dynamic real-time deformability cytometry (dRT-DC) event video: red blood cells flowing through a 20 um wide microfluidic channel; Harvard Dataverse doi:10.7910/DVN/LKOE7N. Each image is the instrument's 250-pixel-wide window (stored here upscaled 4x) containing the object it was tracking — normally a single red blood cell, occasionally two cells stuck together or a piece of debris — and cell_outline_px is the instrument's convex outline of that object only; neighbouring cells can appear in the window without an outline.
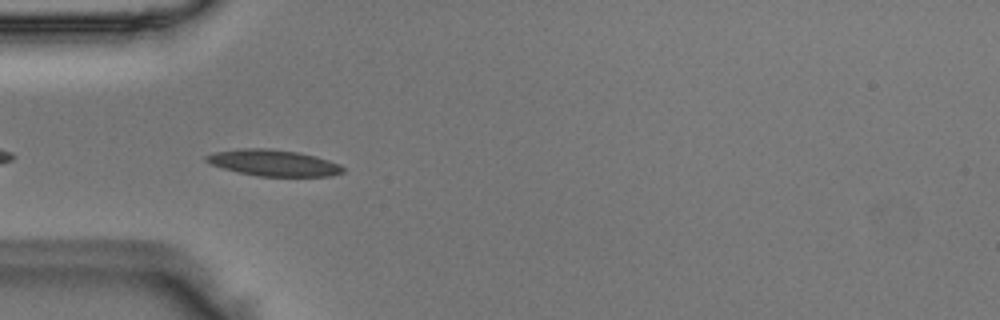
{"species": "Egyptian fruit bat (a non-hibernating species)", "species_latin": "Rousettus aegyptiacus", "temperature_condition": "room temperature", "stored_images_in_passage": 15, "camera_frame_rate_fps": 3000, "um_per_image_px": 0.085, "animal": {"sex": "male"}, "frame": {"image": 1, "passage_image": 3, "time_ms": 0.667, "image_size_px": [1000, 320], "cell_outline_px": [[344, 172], [332, 176], [256, 176], [224, 168], [212, 164], [204, 160], [204, 156], [212, 152], [240, 148], [268, 148], [300, 152], [316, 156], [340, 164], [344, 168]], "centroid_in_image_um": [23.25, 13.83], "position_along_channel_um": 61.8, "area_um2": 21.04}}
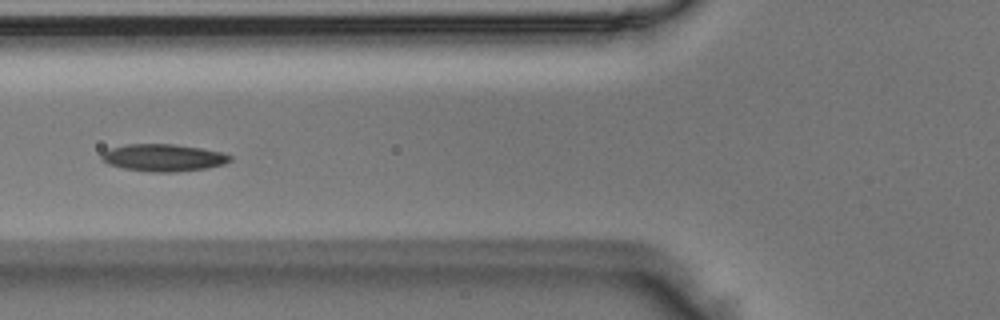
{"frame": {"image": 2, "passage_image": 7, "time_ms": 2.0, "image_size_px": [1000, 320], "cell_outline_px": [[232, 160], [224, 164], [204, 168], [172, 172], [152, 172], [124, 168], [108, 164], [100, 160], [100, 152], [124, 144], [172, 144], [200, 148], [224, 152], [232, 156]], "centroid_in_image_um": [13.85, 13.39], "position_along_channel_um": 111.9, "area_um2": 20.4}}
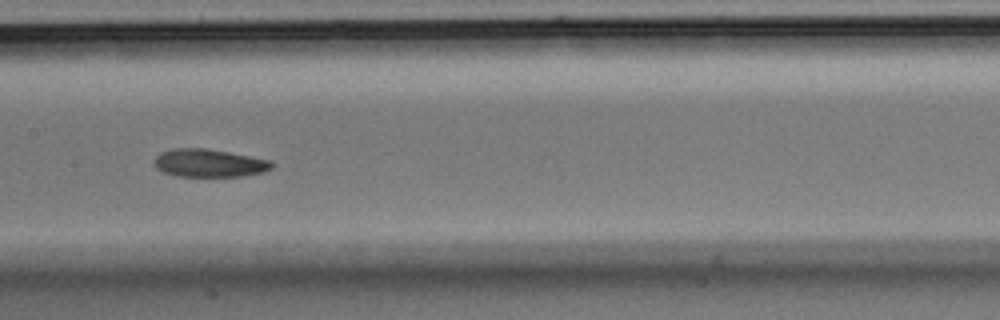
{"frame": {"image": 3, "passage_image": 13, "time_ms": 4.0, "image_size_px": [1000, 320], "cell_outline_px": [[272, 168], [264, 172], [240, 176], [176, 176], [164, 172], [156, 168], [152, 164], [152, 160], [160, 152], [172, 148], [204, 148], [228, 152], [268, 160], [272, 164]], "centroid_in_image_um": [17.69, 13.86], "position_along_channel_um": 189.7, "area_um2": 19.07}}